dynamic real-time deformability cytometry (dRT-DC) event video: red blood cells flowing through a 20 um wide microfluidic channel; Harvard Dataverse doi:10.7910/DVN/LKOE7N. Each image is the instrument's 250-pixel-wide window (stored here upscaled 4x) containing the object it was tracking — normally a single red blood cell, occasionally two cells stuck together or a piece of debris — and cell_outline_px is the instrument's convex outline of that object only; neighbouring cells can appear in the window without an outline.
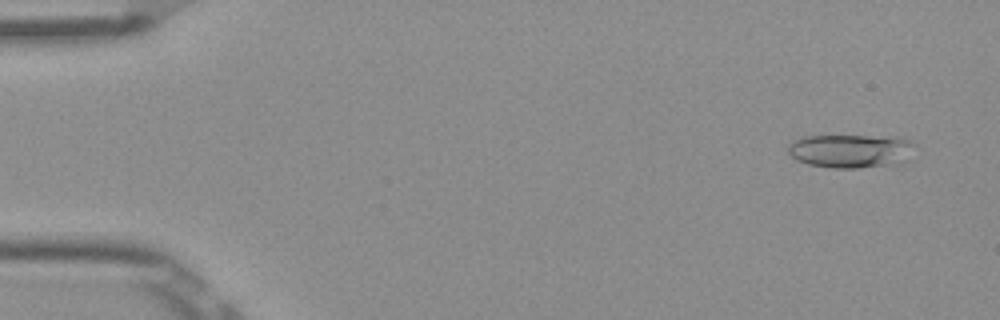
{"species": "Egyptian fruit bat (a non-hibernating species)", "species_latin": "Rousettus aegyptiacus", "temperature_condition": "room temperature", "stored_images_in_passage": 52, "camera_frame_rate_fps": 3000, "um_per_image_px": 0.085, "frame": {"image": 1, "passage_image": 3, "time_ms": 0.667, "image_size_px": [1000, 320], "cell_outline_px": [[916, 144], [908, 160], [896, 164], [856, 168], [832, 168], [808, 164], [796, 160], [788, 152], [788, 144], [792, 140], [804, 136], [868, 136], [908, 140]], "centroid_in_image_um": [72.27, 12.84], "position_along_channel_um": 12.7, "area_um2": 24.74}}
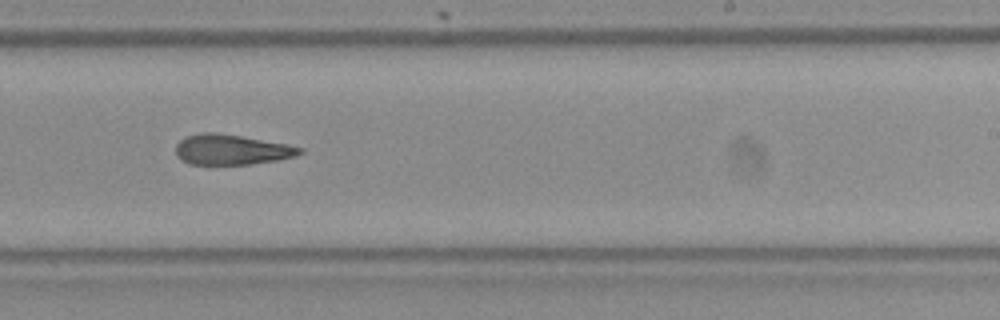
{"frame": {"image": 2, "passage_image": 32, "time_ms": 10.333, "image_size_px": [1000, 320], "cell_outline_px": [[304, 152], [296, 156], [280, 160], [248, 164], [188, 164], [180, 160], [176, 156], [176, 144], [184, 136], [204, 132], [216, 132], [288, 144], [304, 148]], "centroid_in_image_um": [19.67, 12.72], "position_along_channel_um": 269.3, "area_um2": 22.08}}
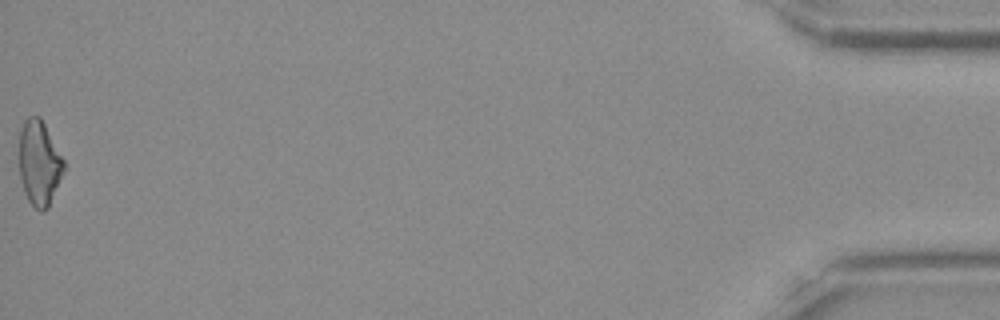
{"frame": {"image": 3, "passage_image": 52, "time_ms": 17.0, "image_size_px": [1000, 320], "cell_outline_px": [[64, 172], [48, 208], [44, 212], [40, 212], [28, 200], [24, 192], [20, 176], [20, 128], [24, 120], [28, 116], [40, 116], [64, 160]], "centroid_in_image_um": [3.34, 13.87], "position_along_channel_um": 431.9, "area_um2": 22.02}, "authors_computed_cell_mechanics": {"area_um2": 22.6576, "velocity_mm_per_s": 3.91, "shape_relaxation_time_tau1_ms": 10.9876, "shape_relaxation_time_tau2_ms": 5.64, "deformation_change_tau1": 0.2466, "deformation_change_tau2": 0.1803}}